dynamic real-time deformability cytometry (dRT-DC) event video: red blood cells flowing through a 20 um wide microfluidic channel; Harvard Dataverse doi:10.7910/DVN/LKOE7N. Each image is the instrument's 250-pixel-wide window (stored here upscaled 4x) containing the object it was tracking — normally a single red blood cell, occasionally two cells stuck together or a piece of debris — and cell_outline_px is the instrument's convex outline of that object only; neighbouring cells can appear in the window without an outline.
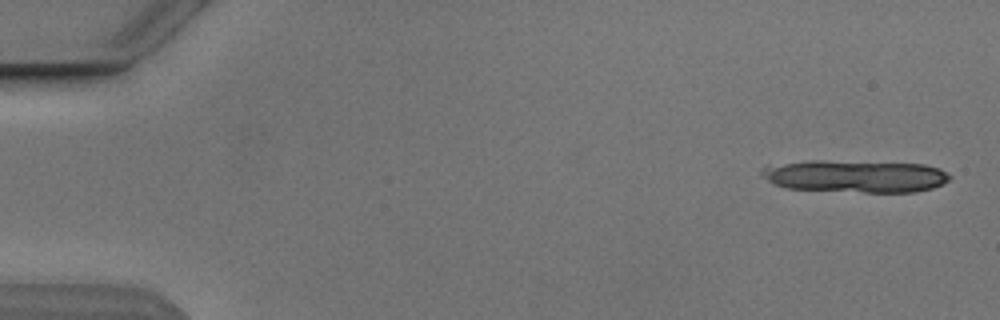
{"species": "Egyptian fruit bat (a non-hibernating species)", "species_latin": "Rousettus aegyptiacus", "temperature_condition": "cold", "stored_images_in_passage": 7, "segment_of_instrument_passage": [1, 2], "camera_frame_rate_fps": 3000, "um_per_image_px": 0.085, "animal": {"sex": "male"}, "frame": {"image": 1, "passage_image": 1, "time_ms": 0.0, "image_size_px": [1000, 320], "cell_outline_px": [[952, 176], [948, 180], [932, 188], [912, 192], [864, 192], [788, 188], [776, 184], [768, 180], [760, 172], [764, 168], [784, 164], [812, 160], [824, 160], [924, 164], [940, 168]], "centroid_in_image_um": [72.78, 14.97], "position_along_channel_um": 12.2, "area_um2": 34.91}}